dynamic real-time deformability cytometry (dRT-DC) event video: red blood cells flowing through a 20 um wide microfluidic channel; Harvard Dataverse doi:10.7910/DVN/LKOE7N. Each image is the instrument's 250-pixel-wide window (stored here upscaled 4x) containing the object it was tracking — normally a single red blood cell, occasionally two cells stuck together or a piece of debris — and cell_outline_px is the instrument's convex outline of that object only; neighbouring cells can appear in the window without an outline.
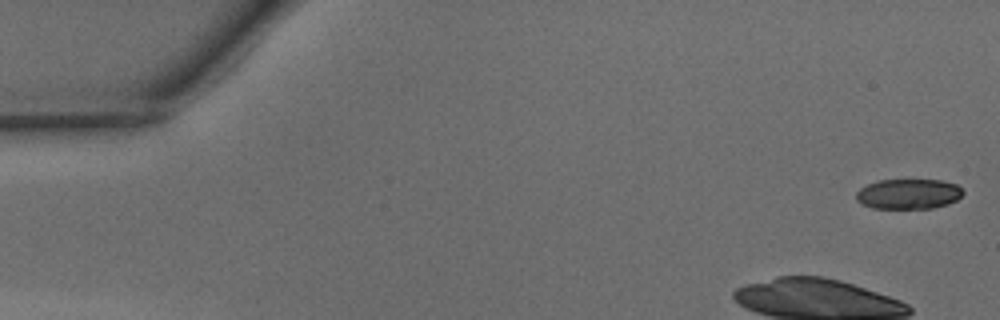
{"species": "common noctule bat (a hibernating species)", "species_latin": "Nyctalus noctula", "temperature_condition": "warm", "stored_images_in_passage": 14, "camera_frame_rate_fps": 3000, "um_per_image_px": 0.085, "animal": {"sex": "male", "body_mass_g": 15.6}, "frame": {"image": 1, "passage_image": 1, "time_ms": 0.0, "image_size_px": [1000, 320], "cell_outline_px": [[964, 192], [956, 200], [948, 204], [932, 208], [872, 208], [856, 200], [856, 192], [860, 188], [868, 184], [880, 180], [940, 180], [956, 184]], "centroid_in_image_um": [77.21, 16.48], "position_along_channel_um": 7.8, "area_um2": 18.61}}